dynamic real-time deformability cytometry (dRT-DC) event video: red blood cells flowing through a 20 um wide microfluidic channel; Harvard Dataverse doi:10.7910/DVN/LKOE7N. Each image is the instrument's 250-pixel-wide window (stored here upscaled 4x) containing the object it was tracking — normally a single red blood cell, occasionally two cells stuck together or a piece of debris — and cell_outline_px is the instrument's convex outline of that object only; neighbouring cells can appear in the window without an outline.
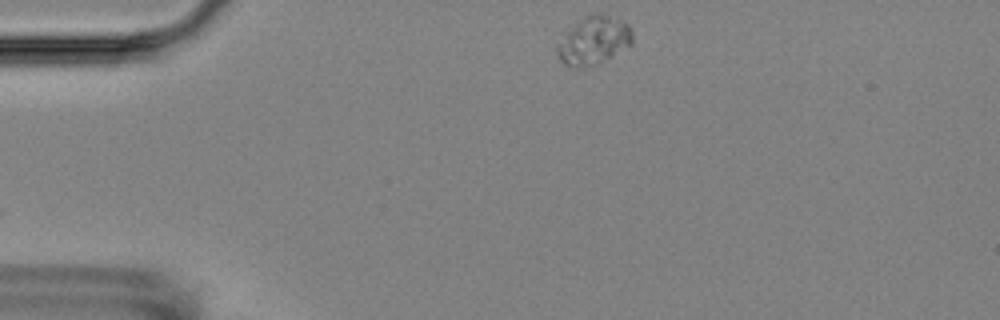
{"species": "Egyptian fruit bat (a non-hibernating species)", "species_latin": "Rousettus aegyptiacus", "temperature_condition": "room temperature", "stored_images_in_passage": 6, "camera_frame_rate_fps": 3000, "um_per_image_px": 0.085, "animal": {"sex": "female"}, "frame": {"image": 1, "passage_image": 1, "time_ms": 0.0, "image_size_px": [1000, 320], "cell_outline_px": [[632, 44], [612, 56], [588, 68], [572, 68], [564, 64], [556, 56], [556, 44], [564, 32], [588, 12], [604, 12], [628, 24], [632, 32]], "centroid_in_image_um": [50.41, 3.42], "position_along_channel_um": 34.6, "area_um2": 21.79}}
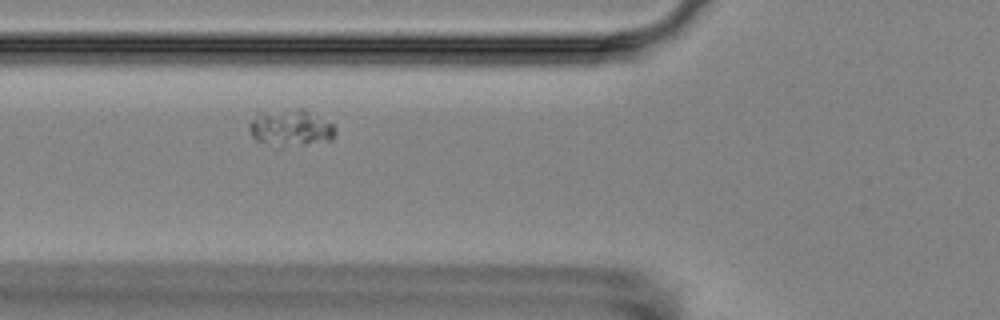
{"frame": {"image": 2, "passage_image": 4, "time_ms": 3.333, "image_size_px": [1000, 320], "cell_outline_px": [[336, 132], [332, 140], [280, 148], [256, 140], [252, 136], [248, 128], [248, 124], [252, 120], [264, 116], [296, 108], [300, 108], [332, 124], [336, 128]], "centroid_in_image_um": [24.76, 10.95], "position_along_channel_um": 101.0, "area_um2": 17.57}}
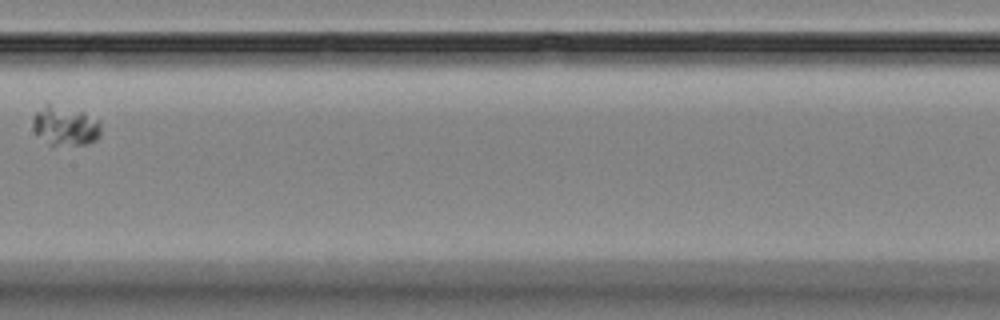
{"frame": {"image": 3, "passage_image": 6, "time_ms": 6.333, "image_size_px": [1000, 320], "cell_outline_px": [[100, 136], [96, 140], [88, 144], [52, 148], [32, 128], [32, 116], [48, 100], [84, 112], [100, 120]], "centroid_in_image_um": [5.53, 10.68], "position_along_channel_um": 201.9, "area_um2": 16.65}}